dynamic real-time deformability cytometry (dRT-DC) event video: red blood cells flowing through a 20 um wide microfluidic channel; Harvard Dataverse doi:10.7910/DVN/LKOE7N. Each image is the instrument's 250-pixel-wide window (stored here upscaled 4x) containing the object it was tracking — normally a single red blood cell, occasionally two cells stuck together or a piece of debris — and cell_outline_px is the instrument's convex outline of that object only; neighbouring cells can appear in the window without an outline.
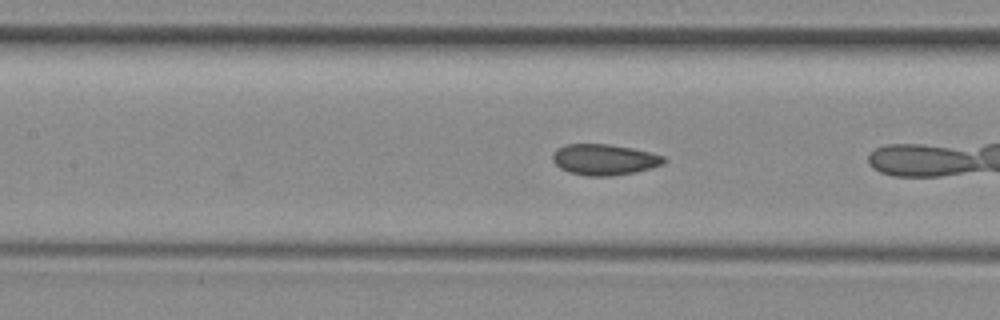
{"species": "common noctule bat (a hibernating species)", "species_latin": "Nyctalus noctula", "temperature_condition": "room temperature", "stored_images_in_passage": 23, "camera_frame_rate_fps": 3000, "um_per_image_px": 0.085, "animal": {"sex": "female", "body_mass_g": 29.2, "forearm_length_mm": 56.3}, "frame": {"image": 1, "passage_image": 7, "time_ms": 2.0, "image_size_px": [1000, 320], "cell_outline_px": [[668, 160], [664, 164], [652, 168], [636, 172], [612, 176], [588, 176], [568, 172], [560, 168], [552, 160], [552, 152], [556, 148], [564, 144], [608, 144], [632, 148], [664, 156]], "centroid_in_image_um": [51.36, 13.56], "position_along_channel_um": 156.0, "area_um2": 20.29}}
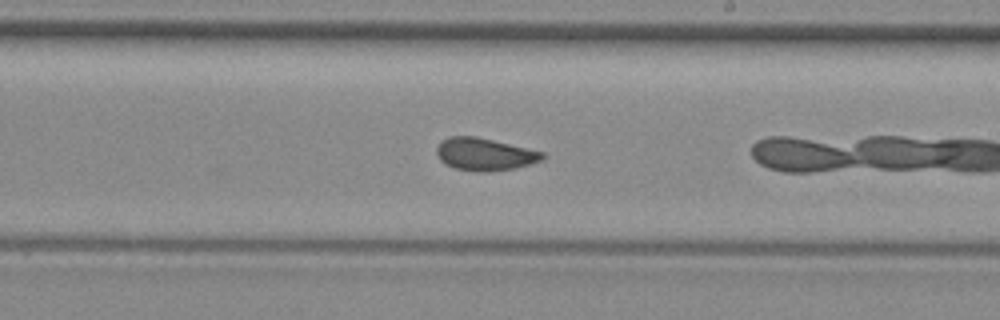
{"frame": {"image": 2, "passage_image": 14, "time_ms": 4.333, "image_size_px": [1000, 320], "cell_outline_px": [[544, 156], [540, 160], [528, 164], [512, 168], [488, 172], [476, 172], [456, 168], [444, 164], [440, 160], [436, 152], [436, 148], [440, 140], [448, 136], [476, 136], [544, 152]], "centroid_in_image_um": [41.12, 13.1], "position_along_channel_um": 247.9, "area_um2": 19.94}}
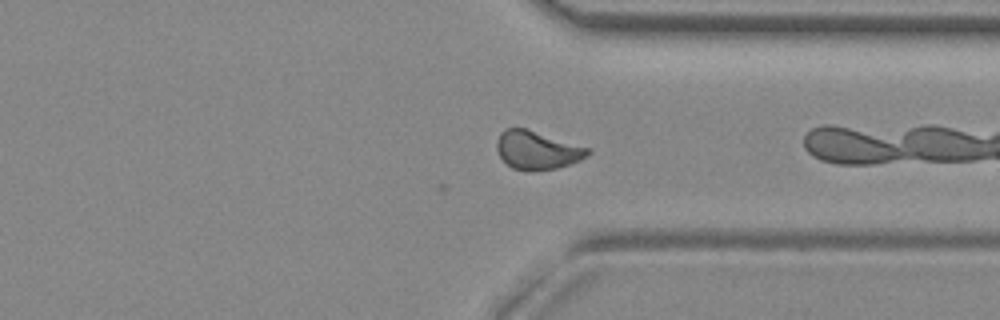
{"frame": {"image": 3, "passage_image": 23, "time_ms": 7.333, "image_size_px": [1000, 320], "cell_outline_px": [[592, 152], [588, 156], [580, 160], [556, 168], [528, 172], [512, 168], [500, 156], [496, 148], [496, 140], [500, 132], [504, 128], [524, 128], [592, 148]], "centroid_in_image_um": [45.67, 12.76], "position_along_channel_um": 365.7, "area_um2": 20.52}}